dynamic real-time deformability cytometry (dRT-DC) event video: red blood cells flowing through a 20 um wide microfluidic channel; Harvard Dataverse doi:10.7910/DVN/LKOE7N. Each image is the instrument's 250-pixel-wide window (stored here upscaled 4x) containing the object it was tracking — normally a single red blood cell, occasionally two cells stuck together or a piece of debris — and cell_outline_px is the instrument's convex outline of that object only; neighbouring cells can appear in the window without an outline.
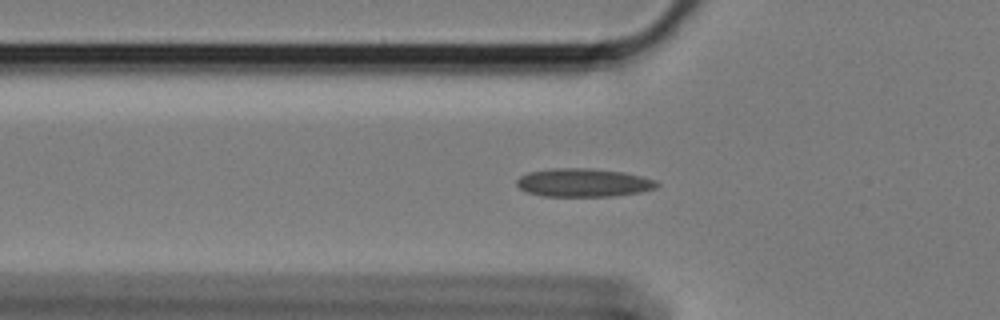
{"species": "Egyptian fruit bat (a non-hibernating species)", "species_latin": "Rousettus aegyptiacus", "temperature_condition": "cold", "stored_images_in_passage": 39, "camera_frame_rate_fps": 3000, "um_per_image_px": 0.085, "animal": {"sex": "female"}, "frame": {"image": 1, "passage_image": 5, "time_ms": 1.333, "image_size_px": [1000, 320], "cell_outline_px": [[660, 184], [656, 188], [640, 192], [616, 196], [544, 196], [528, 192], [520, 188], [516, 184], [516, 180], [520, 176], [528, 172], [552, 168], [588, 168], [624, 172], [656, 180]], "centroid_in_image_um": [49.6, 15.52], "position_along_channel_um": 76.2, "area_um2": 23.18}}
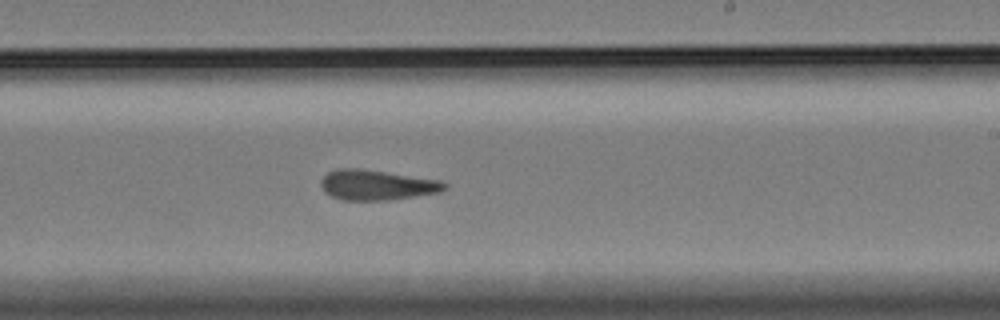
{"frame": {"image": 2, "passage_image": 21, "time_ms": 6.667, "image_size_px": [1000, 320], "cell_outline_px": [[448, 188], [440, 192], [388, 200], [340, 200], [324, 192], [320, 184], [320, 180], [328, 172], [336, 168], [360, 168], [440, 180], [448, 184]], "centroid_in_image_um": [32.01, 15.72], "position_along_channel_um": 257.0, "area_um2": 21.85}}
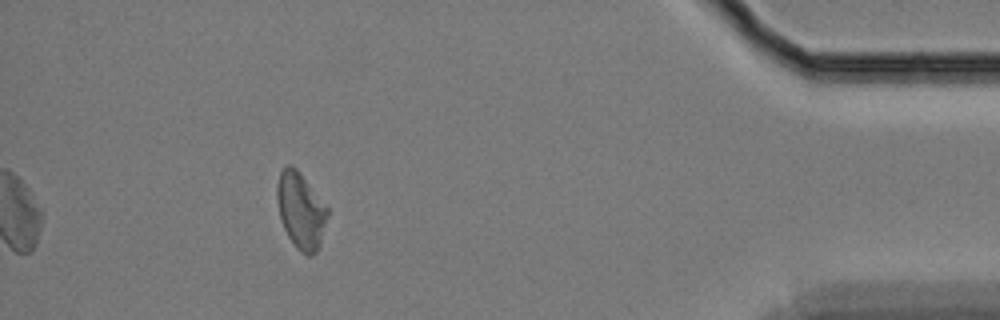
{"frame": {"image": 3, "passage_image": 39, "time_ms": 12.667, "image_size_px": [1000, 320], "cell_outline_px": [[328, 216], [320, 244], [316, 252], [312, 256], [308, 256], [300, 252], [296, 248], [288, 236], [280, 220], [276, 200], [276, 184], [280, 172], [288, 164], [292, 164], [300, 172], [328, 208]], "centroid_in_image_um": [25.55, 17.9], "position_along_channel_um": 409.7, "area_um2": 22.6}, "authors_computed_cell_mechanics": {"area_um2": 21.8484, "velocity_mm_per_s": 3.3749, "shape_relaxation_time_tau1_ms": null, "shape_relaxation_time_tau2_ms": 4.2748, "deformation_change_tau1": null, "deformation_change_tau2": 0.1158}}